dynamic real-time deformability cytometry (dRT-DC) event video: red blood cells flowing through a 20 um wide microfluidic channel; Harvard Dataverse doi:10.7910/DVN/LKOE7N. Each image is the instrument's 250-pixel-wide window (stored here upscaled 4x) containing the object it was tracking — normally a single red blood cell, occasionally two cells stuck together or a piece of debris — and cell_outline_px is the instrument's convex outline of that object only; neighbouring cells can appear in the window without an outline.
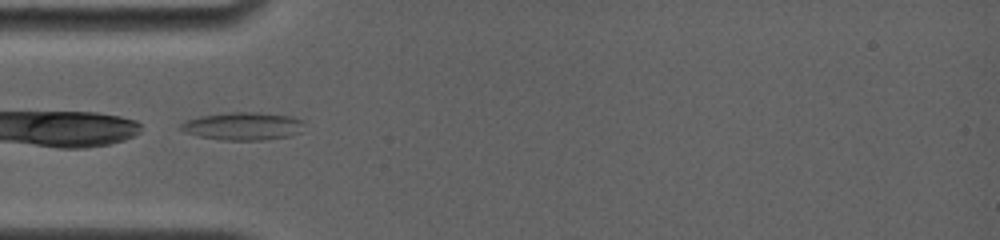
{"species": "common noctule bat (a hibernating species)", "species_latin": "Nyctalus noctula", "temperature_condition": "room temperature", "stored_images_in_passage": 38, "camera_frame_rate_fps": 4000, "um_per_image_px": 0.085, "animal": {"sex": "female", "body_mass_g": 19.0, "forearm_length_mm": 56.7}, "frame": {"image": 1, "passage_image": 1, "time_ms": 0.0, "image_size_px": [1000, 240], "cell_outline_px": [[304, 120], [300, 132], [288, 136], [260, 140], [220, 140], [200, 136], [184, 132], [176, 128], [184, 120], [200, 116], [232, 112], [260, 112], [292, 116]], "centroid_in_image_um": [20.61, 10.71], "position_along_channel_um": 64.4, "area_um2": 20.17}}